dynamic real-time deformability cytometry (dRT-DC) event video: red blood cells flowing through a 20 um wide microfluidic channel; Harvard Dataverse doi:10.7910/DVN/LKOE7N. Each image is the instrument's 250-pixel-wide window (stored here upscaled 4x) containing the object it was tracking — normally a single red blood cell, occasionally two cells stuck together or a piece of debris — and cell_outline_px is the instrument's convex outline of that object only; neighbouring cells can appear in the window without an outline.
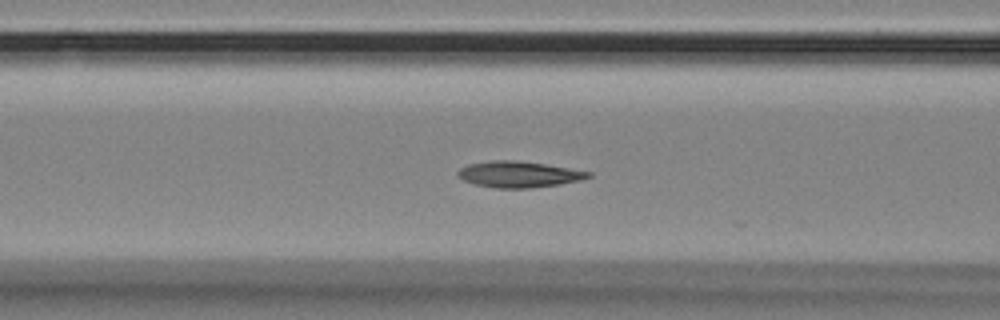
{"species": "Egyptian fruit bat (a non-hibernating species)", "species_latin": "Rousettus aegyptiacus", "temperature_condition": "room temperature", "stored_images_in_passage": 21, "camera_frame_rate_fps": 3000, "um_per_image_px": 0.085, "animal": {"sex": "female"}, "frame": {"image": 1, "passage_image": 17, "time_ms": 5.333, "image_size_px": [1000, 320], "cell_outline_px": [[592, 176], [580, 180], [560, 184], [528, 188], [496, 188], [472, 184], [456, 176], [456, 172], [460, 168], [468, 164], [492, 160], [516, 160], [544, 164], [592, 172]], "centroid_in_image_um": [44.05, 14.82], "position_along_channel_um": 122.6, "area_um2": 19.88}}
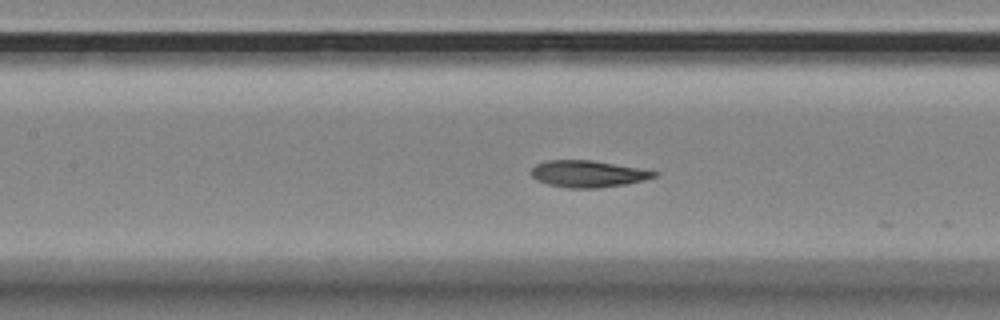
{"frame": {"image": 2, "passage_image": 20, "time_ms": 6.333, "image_size_px": [1000, 320], "cell_outline_px": [[660, 172], [656, 176], [644, 180], [624, 184], [600, 188], [568, 188], [548, 184], [536, 180], [528, 172], [536, 164], [548, 160], [592, 160]], "centroid_in_image_um": [49.93, 14.78], "position_along_channel_um": 157.5, "area_um2": 19.13}}